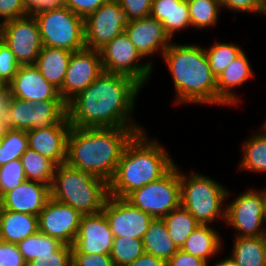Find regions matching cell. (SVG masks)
<instances>
[{
    "instance_id": "1",
    "label": "cell",
    "mask_w": 266,
    "mask_h": 266,
    "mask_svg": "<svg viewBox=\"0 0 266 266\" xmlns=\"http://www.w3.org/2000/svg\"><path fill=\"white\" fill-rule=\"evenodd\" d=\"M141 88L131 77L103 72L66 104L71 127L142 128L130 118Z\"/></svg>"
},
{
    "instance_id": "2",
    "label": "cell",
    "mask_w": 266,
    "mask_h": 266,
    "mask_svg": "<svg viewBox=\"0 0 266 266\" xmlns=\"http://www.w3.org/2000/svg\"><path fill=\"white\" fill-rule=\"evenodd\" d=\"M143 128L71 127L67 137L66 163L110 182L126 145Z\"/></svg>"
},
{
    "instance_id": "3",
    "label": "cell",
    "mask_w": 266,
    "mask_h": 266,
    "mask_svg": "<svg viewBox=\"0 0 266 266\" xmlns=\"http://www.w3.org/2000/svg\"><path fill=\"white\" fill-rule=\"evenodd\" d=\"M156 140L145 131L126 145L109 185V195L125 198L133 190L162 178L175 164Z\"/></svg>"
},
{
    "instance_id": "4",
    "label": "cell",
    "mask_w": 266,
    "mask_h": 266,
    "mask_svg": "<svg viewBox=\"0 0 266 266\" xmlns=\"http://www.w3.org/2000/svg\"><path fill=\"white\" fill-rule=\"evenodd\" d=\"M163 59L174 81L175 103L217 104L216 76L203 48L171 42Z\"/></svg>"
},
{
    "instance_id": "5",
    "label": "cell",
    "mask_w": 266,
    "mask_h": 266,
    "mask_svg": "<svg viewBox=\"0 0 266 266\" xmlns=\"http://www.w3.org/2000/svg\"><path fill=\"white\" fill-rule=\"evenodd\" d=\"M50 192L51 198L87 215L103 210L109 185L101 178L64 163L56 166Z\"/></svg>"
},
{
    "instance_id": "6",
    "label": "cell",
    "mask_w": 266,
    "mask_h": 266,
    "mask_svg": "<svg viewBox=\"0 0 266 266\" xmlns=\"http://www.w3.org/2000/svg\"><path fill=\"white\" fill-rule=\"evenodd\" d=\"M181 205L202 225L212 224L216 219L225 222V210L222 207L229 196L227 188L211 177L201 173L180 172Z\"/></svg>"
},
{
    "instance_id": "7",
    "label": "cell",
    "mask_w": 266,
    "mask_h": 266,
    "mask_svg": "<svg viewBox=\"0 0 266 266\" xmlns=\"http://www.w3.org/2000/svg\"><path fill=\"white\" fill-rule=\"evenodd\" d=\"M34 17L43 46L71 52L86 48L84 19L67 7L45 11Z\"/></svg>"
},
{
    "instance_id": "8",
    "label": "cell",
    "mask_w": 266,
    "mask_h": 266,
    "mask_svg": "<svg viewBox=\"0 0 266 266\" xmlns=\"http://www.w3.org/2000/svg\"><path fill=\"white\" fill-rule=\"evenodd\" d=\"M125 199L152 218H163L181 205L179 167L175 164L162 178L133 190Z\"/></svg>"
},
{
    "instance_id": "9",
    "label": "cell",
    "mask_w": 266,
    "mask_h": 266,
    "mask_svg": "<svg viewBox=\"0 0 266 266\" xmlns=\"http://www.w3.org/2000/svg\"><path fill=\"white\" fill-rule=\"evenodd\" d=\"M99 51L104 72L131 77L142 87L147 83L146 81H149L148 78L151 76L153 65L148 61L144 64L139 63L140 59L143 58L125 31Z\"/></svg>"
},
{
    "instance_id": "10",
    "label": "cell",
    "mask_w": 266,
    "mask_h": 266,
    "mask_svg": "<svg viewBox=\"0 0 266 266\" xmlns=\"http://www.w3.org/2000/svg\"><path fill=\"white\" fill-rule=\"evenodd\" d=\"M0 39L20 65L35 64L43 47L37 20L31 15L2 23Z\"/></svg>"
},
{
    "instance_id": "11",
    "label": "cell",
    "mask_w": 266,
    "mask_h": 266,
    "mask_svg": "<svg viewBox=\"0 0 266 266\" xmlns=\"http://www.w3.org/2000/svg\"><path fill=\"white\" fill-rule=\"evenodd\" d=\"M261 191L248 190L225 206V222L239 232L236 237L264 236L265 189Z\"/></svg>"
},
{
    "instance_id": "12",
    "label": "cell",
    "mask_w": 266,
    "mask_h": 266,
    "mask_svg": "<svg viewBox=\"0 0 266 266\" xmlns=\"http://www.w3.org/2000/svg\"><path fill=\"white\" fill-rule=\"evenodd\" d=\"M127 22L119 0H108L84 19L86 48L100 50L125 31Z\"/></svg>"
},
{
    "instance_id": "13",
    "label": "cell",
    "mask_w": 266,
    "mask_h": 266,
    "mask_svg": "<svg viewBox=\"0 0 266 266\" xmlns=\"http://www.w3.org/2000/svg\"><path fill=\"white\" fill-rule=\"evenodd\" d=\"M103 72L99 50L84 48L72 52L62 88L59 90L61 99L67 104L77 94L84 91Z\"/></svg>"
},
{
    "instance_id": "14",
    "label": "cell",
    "mask_w": 266,
    "mask_h": 266,
    "mask_svg": "<svg viewBox=\"0 0 266 266\" xmlns=\"http://www.w3.org/2000/svg\"><path fill=\"white\" fill-rule=\"evenodd\" d=\"M82 214L56 199L50 198L38 215L39 231L72 246L76 240Z\"/></svg>"
},
{
    "instance_id": "15",
    "label": "cell",
    "mask_w": 266,
    "mask_h": 266,
    "mask_svg": "<svg viewBox=\"0 0 266 266\" xmlns=\"http://www.w3.org/2000/svg\"><path fill=\"white\" fill-rule=\"evenodd\" d=\"M103 212L109 222L113 237L142 239L153 219L125 198L110 195L104 204Z\"/></svg>"
},
{
    "instance_id": "16",
    "label": "cell",
    "mask_w": 266,
    "mask_h": 266,
    "mask_svg": "<svg viewBox=\"0 0 266 266\" xmlns=\"http://www.w3.org/2000/svg\"><path fill=\"white\" fill-rule=\"evenodd\" d=\"M113 234L103 210L95 214L83 215L72 253L110 255Z\"/></svg>"
},
{
    "instance_id": "17",
    "label": "cell",
    "mask_w": 266,
    "mask_h": 266,
    "mask_svg": "<svg viewBox=\"0 0 266 266\" xmlns=\"http://www.w3.org/2000/svg\"><path fill=\"white\" fill-rule=\"evenodd\" d=\"M71 125L67 115L56 125L27 130L28 148L52 160L56 165L67 161V137Z\"/></svg>"
},
{
    "instance_id": "18",
    "label": "cell",
    "mask_w": 266,
    "mask_h": 266,
    "mask_svg": "<svg viewBox=\"0 0 266 266\" xmlns=\"http://www.w3.org/2000/svg\"><path fill=\"white\" fill-rule=\"evenodd\" d=\"M8 88L13 97L30 103L62 100L59 90L41 75L34 64L20 65Z\"/></svg>"
},
{
    "instance_id": "19",
    "label": "cell",
    "mask_w": 266,
    "mask_h": 266,
    "mask_svg": "<svg viewBox=\"0 0 266 266\" xmlns=\"http://www.w3.org/2000/svg\"><path fill=\"white\" fill-rule=\"evenodd\" d=\"M125 33L143 58L158 50L163 55L172 41L162 23L150 16L128 21Z\"/></svg>"
},
{
    "instance_id": "20",
    "label": "cell",
    "mask_w": 266,
    "mask_h": 266,
    "mask_svg": "<svg viewBox=\"0 0 266 266\" xmlns=\"http://www.w3.org/2000/svg\"><path fill=\"white\" fill-rule=\"evenodd\" d=\"M50 198V185L25 180L1 197V208L38 216Z\"/></svg>"
},
{
    "instance_id": "21",
    "label": "cell",
    "mask_w": 266,
    "mask_h": 266,
    "mask_svg": "<svg viewBox=\"0 0 266 266\" xmlns=\"http://www.w3.org/2000/svg\"><path fill=\"white\" fill-rule=\"evenodd\" d=\"M252 67L243 51L225 70L216 78L217 105H235L240 101L234 87H239L253 76Z\"/></svg>"
},
{
    "instance_id": "22",
    "label": "cell",
    "mask_w": 266,
    "mask_h": 266,
    "mask_svg": "<svg viewBox=\"0 0 266 266\" xmlns=\"http://www.w3.org/2000/svg\"><path fill=\"white\" fill-rule=\"evenodd\" d=\"M150 17L162 23L170 38L176 31L191 26L188 2L185 0H153Z\"/></svg>"
},
{
    "instance_id": "23",
    "label": "cell",
    "mask_w": 266,
    "mask_h": 266,
    "mask_svg": "<svg viewBox=\"0 0 266 266\" xmlns=\"http://www.w3.org/2000/svg\"><path fill=\"white\" fill-rule=\"evenodd\" d=\"M38 230V216L0 208V240L17 244Z\"/></svg>"
},
{
    "instance_id": "24",
    "label": "cell",
    "mask_w": 266,
    "mask_h": 266,
    "mask_svg": "<svg viewBox=\"0 0 266 266\" xmlns=\"http://www.w3.org/2000/svg\"><path fill=\"white\" fill-rule=\"evenodd\" d=\"M71 55L72 52L65 49L43 46L34 65L48 82L60 90Z\"/></svg>"
},
{
    "instance_id": "25",
    "label": "cell",
    "mask_w": 266,
    "mask_h": 266,
    "mask_svg": "<svg viewBox=\"0 0 266 266\" xmlns=\"http://www.w3.org/2000/svg\"><path fill=\"white\" fill-rule=\"evenodd\" d=\"M221 240L217 230L208 225L200 224L187 237L180 249L209 263V258L220 252L221 245H223Z\"/></svg>"
},
{
    "instance_id": "26",
    "label": "cell",
    "mask_w": 266,
    "mask_h": 266,
    "mask_svg": "<svg viewBox=\"0 0 266 266\" xmlns=\"http://www.w3.org/2000/svg\"><path fill=\"white\" fill-rule=\"evenodd\" d=\"M145 253L167 262L179 248L170 238L163 218L152 219L142 238Z\"/></svg>"
},
{
    "instance_id": "27",
    "label": "cell",
    "mask_w": 266,
    "mask_h": 266,
    "mask_svg": "<svg viewBox=\"0 0 266 266\" xmlns=\"http://www.w3.org/2000/svg\"><path fill=\"white\" fill-rule=\"evenodd\" d=\"M230 257L236 266H266L264 236L236 237Z\"/></svg>"
},
{
    "instance_id": "28",
    "label": "cell",
    "mask_w": 266,
    "mask_h": 266,
    "mask_svg": "<svg viewBox=\"0 0 266 266\" xmlns=\"http://www.w3.org/2000/svg\"><path fill=\"white\" fill-rule=\"evenodd\" d=\"M171 240L180 249L200 223L182 205L163 217Z\"/></svg>"
},
{
    "instance_id": "29",
    "label": "cell",
    "mask_w": 266,
    "mask_h": 266,
    "mask_svg": "<svg viewBox=\"0 0 266 266\" xmlns=\"http://www.w3.org/2000/svg\"><path fill=\"white\" fill-rule=\"evenodd\" d=\"M20 160L27 180L51 186L57 166L52 160L30 148L23 153Z\"/></svg>"
},
{
    "instance_id": "30",
    "label": "cell",
    "mask_w": 266,
    "mask_h": 266,
    "mask_svg": "<svg viewBox=\"0 0 266 266\" xmlns=\"http://www.w3.org/2000/svg\"><path fill=\"white\" fill-rule=\"evenodd\" d=\"M252 138L243 143L240 169L253 172H266V128L262 127Z\"/></svg>"
},
{
    "instance_id": "31",
    "label": "cell",
    "mask_w": 266,
    "mask_h": 266,
    "mask_svg": "<svg viewBox=\"0 0 266 266\" xmlns=\"http://www.w3.org/2000/svg\"><path fill=\"white\" fill-rule=\"evenodd\" d=\"M61 244L58 239L50 237L38 230L34 235L28 236L23 241L17 243V246L28 264L40 255H53V252Z\"/></svg>"
},
{
    "instance_id": "32",
    "label": "cell",
    "mask_w": 266,
    "mask_h": 266,
    "mask_svg": "<svg viewBox=\"0 0 266 266\" xmlns=\"http://www.w3.org/2000/svg\"><path fill=\"white\" fill-rule=\"evenodd\" d=\"M187 2L191 27L201 30L216 24L220 12L218 10L222 8L220 0H189Z\"/></svg>"
},
{
    "instance_id": "33",
    "label": "cell",
    "mask_w": 266,
    "mask_h": 266,
    "mask_svg": "<svg viewBox=\"0 0 266 266\" xmlns=\"http://www.w3.org/2000/svg\"><path fill=\"white\" fill-rule=\"evenodd\" d=\"M145 253L142 239L114 237L110 257L115 266H128Z\"/></svg>"
},
{
    "instance_id": "34",
    "label": "cell",
    "mask_w": 266,
    "mask_h": 266,
    "mask_svg": "<svg viewBox=\"0 0 266 266\" xmlns=\"http://www.w3.org/2000/svg\"><path fill=\"white\" fill-rule=\"evenodd\" d=\"M35 115V129L56 125L67 115L66 103L63 100H43L32 102Z\"/></svg>"
},
{
    "instance_id": "35",
    "label": "cell",
    "mask_w": 266,
    "mask_h": 266,
    "mask_svg": "<svg viewBox=\"0 0 266 266\" xmlns=\"http://www.w3.org/2000/svg\"><path fill=\"white\" fill-rule=\"evenodd\" d=\"M27 149V132L8 128L5 136L0 140V167L10 161L20 159Z\"/></svg>"
},
{
    "instance_id": "36",
    "label": "cell",
    "mask_w": 266,
    "mask_h": 266,
    "mask_svg": "<svg viewBox=\"0 0 266 266\" xmlns=\"http://www.w3.org/2000/svg\"><path fill=\"white\" fill-rule=\"evenodd\" d=\"M214 44L204 50L211 71L217 78L244 50L238 45L230 43L217 42Z\"/></svg>"
},
{
    "instance_id": "37",
    "label": "cell",
    "mask_w": 266,
    "mask_h": 266,
    "mask_svg": "<svg viewBox=\"0 0 266 266\" xmlns=\"http://www.w3.org/2000/svg\"><path fill=\"white\" fill-rule=\"evenodd\" d=\"M6 124L11 129L24 131L35 129V115L32 103L12 96Z\"/></svg>"
},
{
    "instance_id": "38",
    "label": "cell",
    "mask_w": 266,
    "mask_h": 266,
    "mask_svg": "<svg viewBox=\"0 0 266 266\" xmlns=\"http://www.w3.org/2000/svg\"><path fill=\"white\" fill-rule=\"evenodd\" d=\"M27 180L20 159L8 162L0 167V197L15 189Z\"/></svg>"
},
{
    "instance_id": "39",
    "label": "cell",
    "mask_w": 266,
    "mask_h": 266,
    "mask_svg": "<svg viewBox=\"0 0 266 266\" xmlns=\"http://www.w3.org/2000/svg\"><path fill=\"white\" fill-rule=\"evenodd\" d=\"M27 266H72V246L62 243L53 255H40Z\"/></svg>"
},
{
    "instance_id": "40",
    "label": "cell",
    "mask_w": 266,
    "mask_h": 266,
    "mask_svg": "<svg viewBox=\"0 0 266 266\" xmlns=\"http://www.w3.org/2000/svg\"><path fill=\"white\" fill-rule=\"evenodd\" d=\"M20 64L9 47L0 39V80L9 85L18 72Z\"/></svg>"
},
{
    "instance_id": "41",
    "label": "cell",
    "mask_w": 266,
    "mask_h": 266,
    "mask_svg": "<svg viewBox=\"0 0 266 266\" xmlns=\"http://www.w3.org/2000/svg\"><path fill=\"white\" fill-rule=\"evenodd\" d=\"M153 0H119L127 21L150 16Z\"/></svg>"
},
{
    "instance_id": "42",
    "label": "cell",
    "mask_w": 266,
    "mask_h": 266,
    "mask_svg": "<svg viewBox=\"0 0 266 266\" xmlns=\"http://www.w3.org/2000/svg\"><path fill=\"white\" fill-rule=\"evenodd\" d=\"M0 266H27L17 244L0 240Z\"/></svg>"
},
{
    "instance_id": "43",
    "label": "cell",
    "mask_w": 266,
    "mask_h": 266,
    "mask_svg": "<svg viewBox=\"0 0 266 266\" xmlns=\"http://www.w3.org/2000/svg\"><path fill=\"white\" fill-rule=\"evenodd\" d=\"M222 7L233 11L264 14L266 0H220Z\"/></svg>"
},
{
    "instance_id": "44",
    "label": "cell",
    "mask_w": 266,
    "mask_h": 266,
    "mask_svg": "<svg viewBox=\"0 0 266 266\" xmlns=\"http://www.w3.org/2000/svg\"><path fill=\"white\" fill-rule=\"evenodd\" d=\"M72 266H115L110 255L72 253Z\"/></svg>"
},
{
    "instance_id": "45",
    "label": "cell",
    "mask_w": 266,
    "mask_h": 266,
    "mask_svg": "<svg viewBox=\"0 0 266 266\" xmlns=\"http://www.w3.org/2000/svg\"><path fill=\"white\" fill-rule=\"evenodd\" d=\"M66 7L76 15L86 19L108 0H65Z\"/></svg>"
},
{
    "instance_id": "46",
    "label": "cell",
    "mask_w": 266,
    "mask_h": 266,
    "mask_svg": "<svg viewBox=\"0 0 266 266\" xmlns=\"http://www.w3.org/2000/svg\"><path fill=\"white\" fill-rule=\"evenodd\" d=\"M28 15L21 0H0L1 23Z\"/></svg>"
},
{
    "instance_id": "47",
    "label": "cell",
    "mask_w": 266,
    "mask_h": 266,
    "mask_svg": "<svg viewBox=\"0 0 266 266\" xmlns=\"http://www.w3.org/2000/svg\"><path fill=\"white\" fill-rule=\"evenodd\" d=\"M166 266H208V263L179 249L166 262Z\"/></svg>"
},
{
    "instance_id": "48",
    "label": "cell",
    "mask_w": 266,
    "mask_h": 266,
    "mask_svg": "<svg viewBox=\"0 0 266 266\" xmlns=\"http://www.w3.org/2000/svg\"><path fill=\"white\" fill-rule=\"evenodd\" d=\"M128 266H166V262L158 257L144 253Z\"/></svg>"
},
{
    "instance_id": "49",
    "label": "cell",
    "mask_w": 266,
    "mask_h": 266,
    "mask_svg": "<svg viewBox=\"0 0 266 266\" xmlns=\"http://www.w3.org/2000/svg\"><path fill=\"white\" fill-rule=\"evenodd\" d=\"M12 100V94L9 88L0 93V119L6 120L8 109Z\"/></svg>"
},
{
    "instance_id": "50",
    "label": "cell",
    "mask_w": 266,
    "mask_h": 266,
    "mask_svg": "<svg viewBox=\"0 0 266 266\" xmlns=\"http://www.w3.org/2000/svg\"><path fill=\"white\" fill-rule=\"evenodd\" d=\"M28 15L35 16L43 12V0H21Z\"/></svg>"
},
{
    "instance_id": "51",
    "label": "cell",
    "mask_w": 266,
    "mask_h": 266,
    "mask_svg": "<svg viewBox=\"0 0 266 266\" xmlns=\"http://www.w3.org/2000/svg\"><path fill=\"white\" fill-rule=\"evenodd\" d=\"M66 7L65 0H43V12Z\"/></svg>"
},
{
    "instance_id": "52",
    "label": "cell",
    "mask_w": 266,
    "mask_h": 266,
    "mask_svg": "<svg viewBox=\"0 0 266 266\" xmlns=\"http://www.w3.org/2000/svg\"><path fill=\"white\" fill-rule=\"evenodd\" d=\"M214 266H236L231 257L224 258L222 261H218Z\"/></svg>"
},
{
    "instance_id": "53",
    "label": "cell",
    "mask_w": 266,
    "mask_h": 266,
    "mask_svg": "<svg viewBox=\"0 0 266 266\" xmlns=\"http://www.w3.org/2000/svg\"><path fill=\"white\" fill-rule=\"evenodd\" d=\"M7 130H8V126L6 124V120L0 119V140L5 136V133Z\"/></svg>"
},
{
    "instance_id": "54",
    "label": "cell",
    "mask_w": 266,
    "mask_h": 266,
    "mask_svg": "<svg viewBox=\"0 0 266 266\" xmlns=\"http://www.w3.org/2000/svg\"><path fill=\"white\" fill-rule=\"evenodd\" d=\"M8 88V85L0 80V93L4 92Z\"/></svg>"
},
{
    "instance_id": "55",
    "label": "cell",
    "mask_w": 266,
    "mask_h": 266,
    "mask_svg": "<svg viewBox=\"0 0 266 266\" xmlns=\"http://www.w3.org/2000/svg\"><path fill=\"white\" fill-rule=\"evenodd\" d=\"M266 221V189H265V201H264V212H263V223Z\"/></svg>"
},
{
    "instance_id": "56",
    "label": "cell",
    "mask_w": 266,
    "mask_h": 266,
    "mask_svg": "<svg viewBox=\"0 0 266 266\" xmlns=\"http://www.w3.org/2000/svg\"><path fill=\"white\" fill-rule=\"evenodd\" d=\"M264 239H265V243H266V230H264Z\"/></svg>"
},
{
    "instance_id": "57",
    "label": "cell",
    "mask_w": 266,
    "mask_h": 266,
    "mask_svg": "<svg viewBox=\"0 0 266 266\" xmlns=\"http://www.w3.org/2000/svg\"><path fill=\"white\" fill-rule=\"evenodd\" d=\"M262 127L266 128V122H264V124H263V126H262Z\"/></svg>"
}]
</instances>
